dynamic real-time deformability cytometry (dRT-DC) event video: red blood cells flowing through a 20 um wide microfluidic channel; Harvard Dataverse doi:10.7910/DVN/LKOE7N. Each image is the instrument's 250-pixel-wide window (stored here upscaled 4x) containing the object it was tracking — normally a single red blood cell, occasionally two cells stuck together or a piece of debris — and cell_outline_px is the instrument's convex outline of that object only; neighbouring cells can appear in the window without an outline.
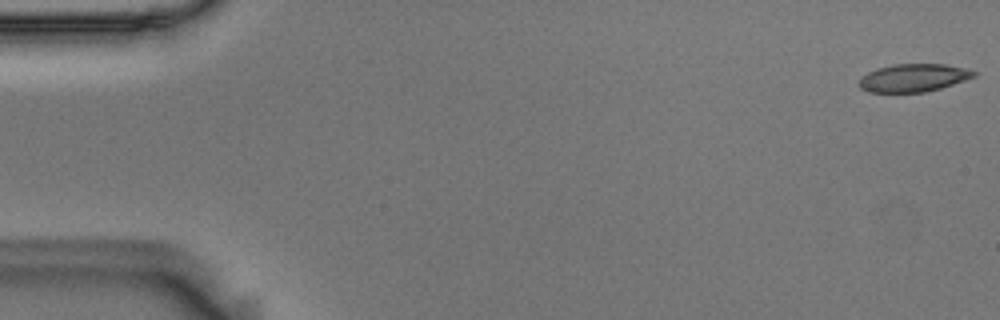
{"species": "Egyptian fruit bat (a non-hibernating species)", "species_latin": "Rousettus aegyptiacus", "temperature_condition": "room temperature", "stored_images_in_passage": 56, "camera_frame_rate_fps": 3000, "um_per_image_px": 0.085, "animal": {"sex": "male"}, "frame": {"image": 1, "passage_image": 1, "time_ms": 0.0, "image_size_px": [1000, 320], "cell_outline_px": [[980, 72], [976, 76], [940, 88], [924, 92], [868, 92], [860, 88], [856, 84], [860, 76], [876, 68], [892, 64], [944, 64], [964, 68]], "centroid_in_image_um": [77.59, 6.61], "position_along_channel_um": 7.4, "area_um2": 18.84}}
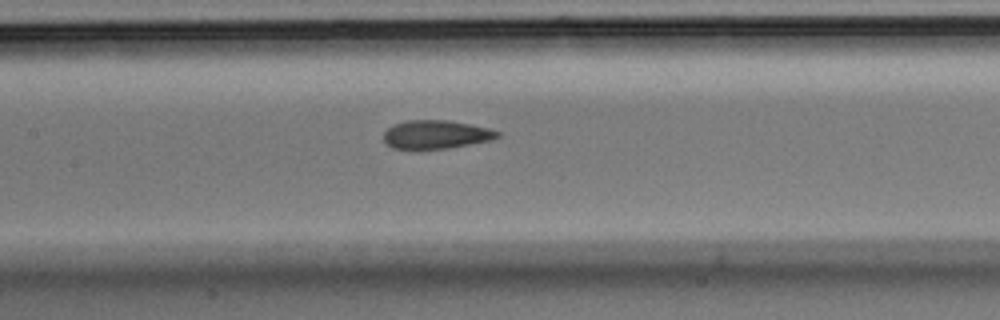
{"frame": {"image": 2, "passage_image": 26, "time_ms": 8.333, "image_size_px": [1000, 320], "cell_outline_px": [[500, 136], [492, 140], [448, 148], [392, 148], [384, 140], [384, 132], [392, 124], [408, 120], [444, 120], [472, 124], [492, 128], [500, 132]], "centroid_in_image_um": [37.1, 11.41], "position_along_channel_um": 170.3, "area_um2": 18.84}}
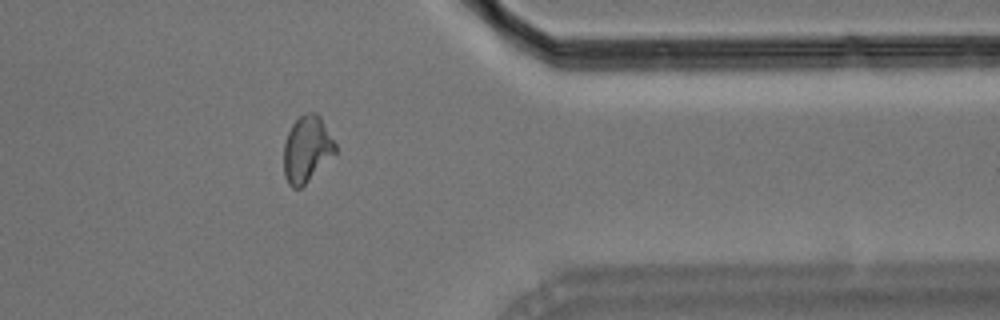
{"frame": {"image": 3, "passage_image": 45, "time_ms": 14.667, "image_size_px": [1000, 320], "cell_outline_px": [[336, 152], [300, 188], [292, 188], [288, 184], [284, 176], [284, 144], [288, 132], [292, 124], [304, 112], [316, 112], [320, 116], [336, 144]], "centroid_in_image_um": [26.06, 12.65], "position_along_channel_um": 385.3, "area_um2": 19.71}, "authors_computed_cell_mechanics": {"area_um2": 19.363, "velocity_mm_per_s": 3.6167, "shape_relaxation_time_tau1_ms": 9.1749, "shape_relaxation_time_tau2_ms": 1.9108, "deformation_change_tau1": 0.1866, "deformation_change_tau2": 0.0954}}